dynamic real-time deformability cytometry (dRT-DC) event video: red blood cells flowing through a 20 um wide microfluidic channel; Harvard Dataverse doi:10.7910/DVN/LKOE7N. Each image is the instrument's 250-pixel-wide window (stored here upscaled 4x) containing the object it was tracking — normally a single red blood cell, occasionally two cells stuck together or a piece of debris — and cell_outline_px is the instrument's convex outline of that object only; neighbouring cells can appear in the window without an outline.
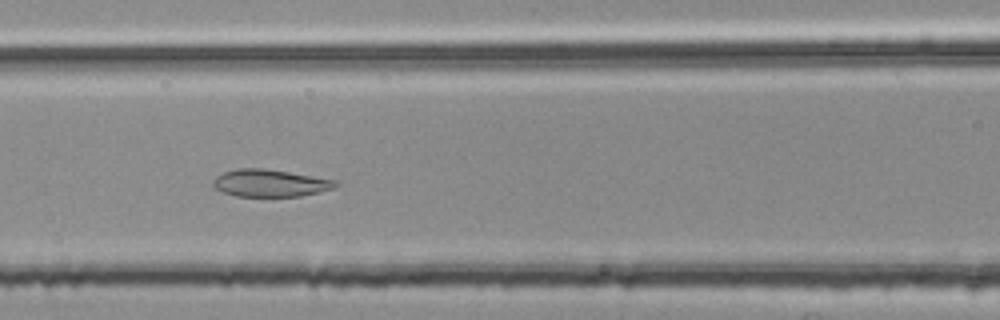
{"species": "common noctule bat (a hibernating species)", "species_latin": "Nyctalus noctula", "temperature_condition": "room temperature", "stored_images_in_passage": 48, "camera_frame_rate_fps": 3000, "um_per_image_px": 0.085, "animal": {"sex": "female", "body_mass_g": 25.1}, "frame": {"image": 1, "passage_image": 19, "time_ms": 6.0, "image_size_px": [1000, 320], "cell_outline_px": [[336, 184], [332, 188], [320, 192], [300, 196], [236, 196], [224, 192], [216, 188], [212, 184], [212, 180], [216, 176], [224, 172], [236, 168], [264, 168], [336, 180]], "centroid_in_image_um": [22.91, 15.56], "position_along_channel_um": 143.7, "area_um2": 19.25}}
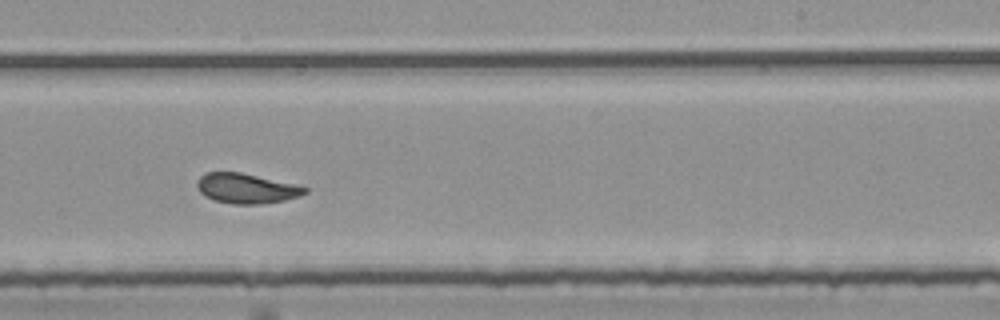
{"frame": {"image": 2, "passage_image": 29, "time_ms": 9.333, "image_size_px": [1000, 320], "cell_outline_px": [[308, 192], [300, 196], [284, 200], [260, 204], [232, 204], [212, 200], [204, 196], [200, 192], [196, 184], [196, 180], [204, 172], [240, 172], [292, 184], [308, 188]], "centroid_in_image_um": [20.88, 16.02], "position_along_channel_um": 268.1, "area_um2": 18.79}}
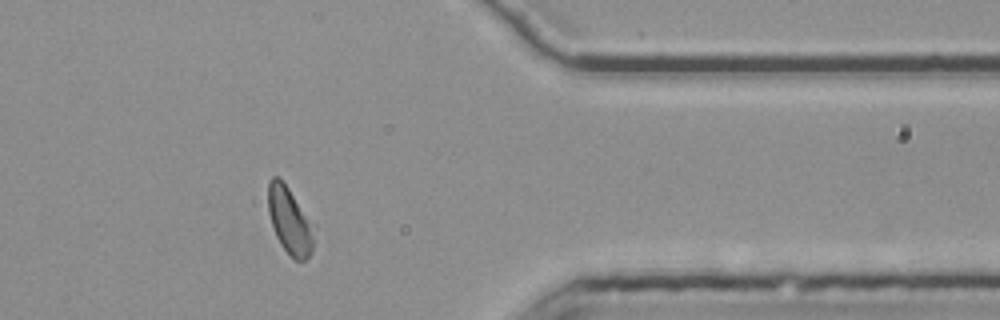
{"frame": {"image": 3, "passage_image": 40, "time_ms": 13.0, "image_size_px": [1000, 320], "cell_outline_px": [[316, 228], [312, 252], [304, 260], [296, 260], [280, 244], [276, 236], [268, 212], [268, 180], [272, 176], [280, 176], [316, 224]], "centroid_in_image_um": [24.66, 18.7], "position_along_channel_um": 386.7, "area_um2": 18.44}, "authors_computed_cell_mechanics": {"area_um2": 19.4208, "velocity_mm_per_s": 3.7485, "shape_relaxation_time_tau1_ms": null, "shape_relaxation_time_tau2_ms": 1.6519, "deformation_change_tau1": null, "deformation_change_tau2": 0.0775}}